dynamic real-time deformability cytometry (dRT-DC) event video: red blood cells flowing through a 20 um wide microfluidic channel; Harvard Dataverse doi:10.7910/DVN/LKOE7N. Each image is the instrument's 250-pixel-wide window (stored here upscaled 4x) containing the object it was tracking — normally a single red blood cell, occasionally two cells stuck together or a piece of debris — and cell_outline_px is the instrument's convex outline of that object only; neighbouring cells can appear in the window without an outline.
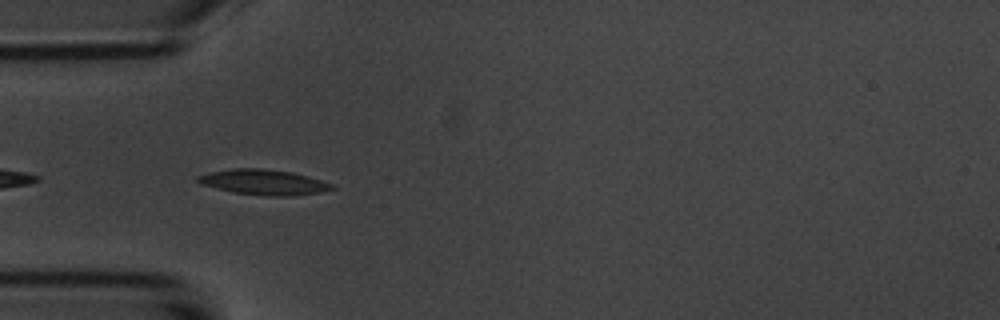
{"species": "common noctule bat (a hibernating species)", "species_latin": "Nyctalus noctula", "temperature_condition": "room temperature", "stored_images_in_passage": 4, "camera_frame_rate_fps": 3000, "um_per_image_px": 0.085, "animal": {"sex": "male", "body_mass_g": 20.1, "forearm_length_mm": 53.5}, "frame": {"image": 1, "passage_image": 1, "time_ms": 0.0, "image_size_px": [1000, 320], "cell_outline_px": [[336, 188], [320, 192], [292, 196], [264, 196], [232, 192], [200, 184], [196, 180], [196, 176], [212, 172], [232, 168], [260, 168], [292, 172], [308, 176], [332, 184]], "centroid_in_image_um": [22.39, 15.49], "position_along_channel_um": 62.6, "area_um2": 19.77}}
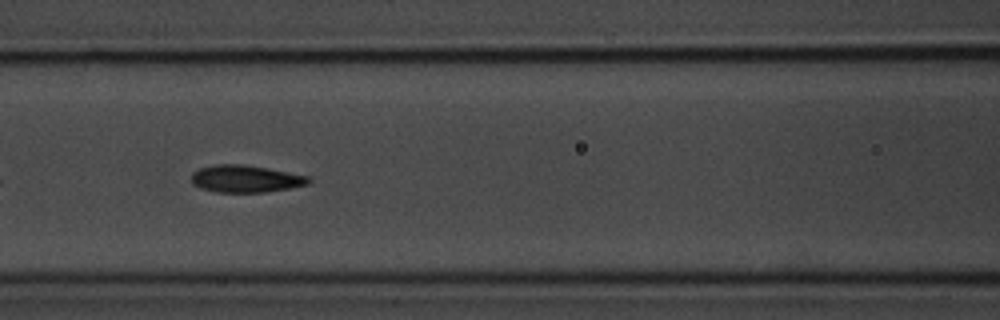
{"frame": {"image": 2, "passage_image": 3, "time_ms": 2.333, "image_size_px": [1000, 320], "cell_outline_px": [[312, 180], [308, 184], [288, 188], [264, 192], [216, 192], [200, 188], [192, 184], [192, 172], [200, 168], [216, 164], [244, 164], [268, 168], [308, 176]], "centroid_in_image_um": [20.85, 15.19], "position_along_channel_um": 145.7, "area_um2": 18.55}}
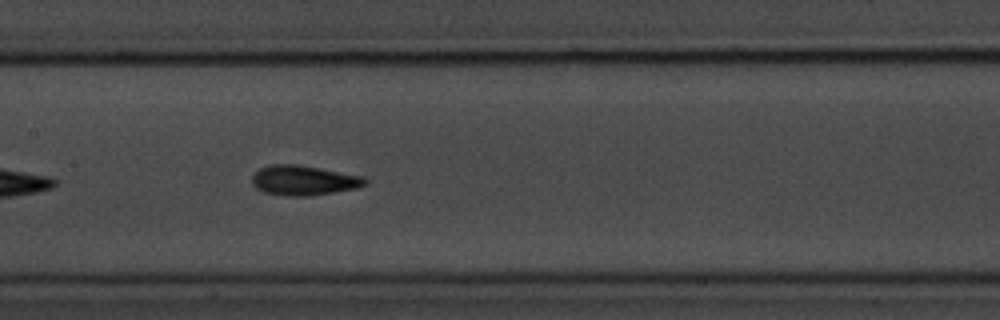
{"frame": {"image": 3, "passage_image": 4, "time_ms": 3.333, "image_size_px": [1000, 320], "cell_outline_px": [[368, 184], [356, 188], [312, 196], [284, 196], [264, 192], [256, 188], [252, 184], [252, 176], [260, 168], [272, 164], [296, 164], [320, 168], [364, 176], [368, 180]], "centroid_in_image_um": [25.83, 15.33], "position_along_channel_um": 181.6, "area_um2": 19.83}}